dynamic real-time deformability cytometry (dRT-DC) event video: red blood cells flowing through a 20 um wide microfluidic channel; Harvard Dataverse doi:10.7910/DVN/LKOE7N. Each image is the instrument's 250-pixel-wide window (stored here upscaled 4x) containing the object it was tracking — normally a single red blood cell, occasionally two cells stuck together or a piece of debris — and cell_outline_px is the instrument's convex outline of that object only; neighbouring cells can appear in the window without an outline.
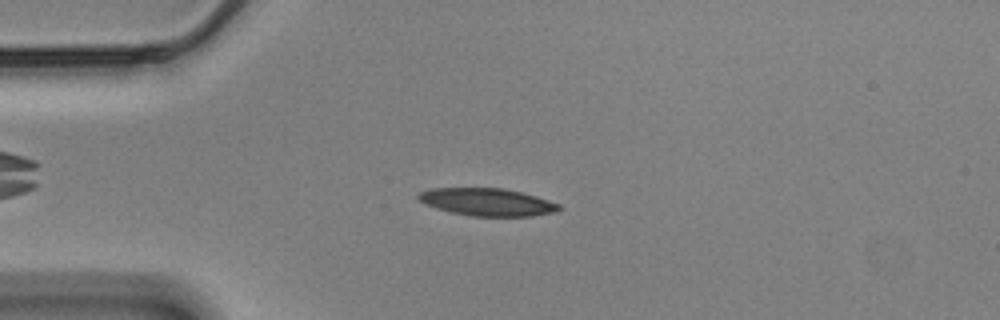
{"species": "Egyptian fruit bat (a non-hibernating species)", "species_latin": "Rousettus aegyptiacus", "temperature_condition": "cold", "stored_images_in_passage": 28, "camera_frame_rate_fps": 3000, "um_per_image_px": 0.085, "animal": {"sex": "male"}, "frame": {"image": 1, "passage_image": 11, "time_ms": 3.333, "image_size_px": [1000, 320], "cell_outline_px": [[560, 208], [556, 212], [532, 216], [472, 216], [452, 212], [436, 208], [424, 204], [416, 196], [420, 192], [432, 188], [504, 188], [536, 196], [560, 204]], "centroid_in_image_um": [41.41, 17.17], "position_along_channel_um": 43.6, "area_um2": 22.48}}
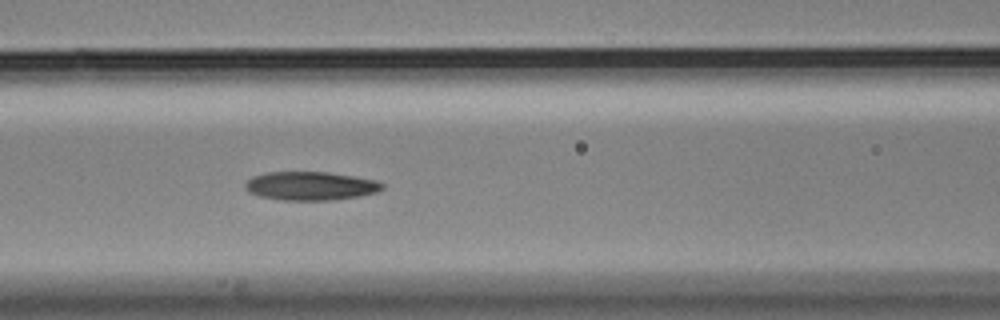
{"frame": {"image": 2, "passage_image": 21, "time_ms": 6.667, "image_size_px": [1000, 320], "cell_outline_px": [[384, 188], [376, 192], [360, 196], [336, 200], [280, 200], [256, 196], [248, 192], [244, 188], [244, 184], [252, 176], [264, 172], [328, 172], [376, 180], [384, 184]], "centroid_in_image_um": [26.35, 15.81], "position_along_channel_um": 140.2, "area_um2": 23.12}}
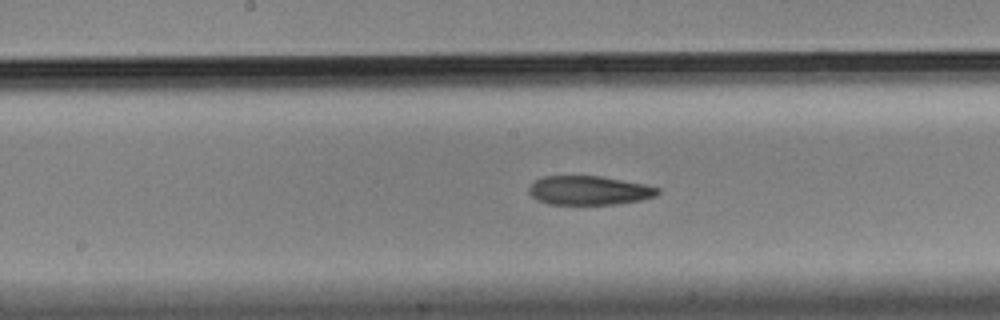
{"frame": {"image": 3, "passage_image": 26, "time_ms": 8.333, "image_size_px": [1000, 320], "cell_outline_px": [[660, 196], [644, 200], [620, 204], [548, 204], [536, 200], [528, 192], [528, 188], [532, 180], [540, 176], [600, 176], [648, 184], [660, 188]], "centroid_in_image_um": [50.11, 16.18], "position_along_channel_um": 198.1, "area_um2": 22.43}}